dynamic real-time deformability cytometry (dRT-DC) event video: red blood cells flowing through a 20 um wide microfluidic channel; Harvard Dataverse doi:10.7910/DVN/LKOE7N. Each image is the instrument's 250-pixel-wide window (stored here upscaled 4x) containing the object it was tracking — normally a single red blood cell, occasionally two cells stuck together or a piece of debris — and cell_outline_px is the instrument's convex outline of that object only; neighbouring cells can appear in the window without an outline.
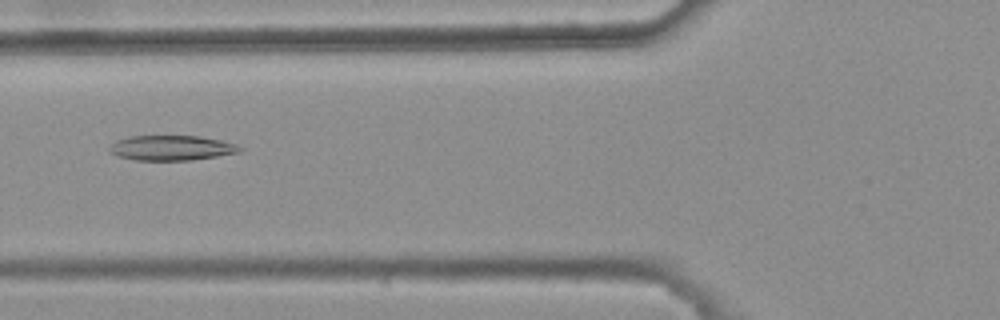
{"species": "common noctule bat (a hibernating species)", "species_latin": "Nyctalus noctula", "temperature_condition": "warm", "stored_images_in_passage": 6, "camera_frame_rate_fps": 3000, "um_per_image_px": 0.085, "animal": {"sex": "female", "body_mass_g": 25.1}, "frame": {"image": 1, "passage_image": 6, "time_ms": 1.667, "image_size_px": [1000, 320], "cell_outline_px": [[244, 148], [240, 152], [192, 160], [136, 160], [116, 156], [108, 152], [108, 148], [116, 140], [128, 136], [200, 136], [220, 140], [236, 144]], "centroid_in_image_um": [14.55, 12.57], "position_along_channel_um": 111.3, "area_um2": 19.07}}